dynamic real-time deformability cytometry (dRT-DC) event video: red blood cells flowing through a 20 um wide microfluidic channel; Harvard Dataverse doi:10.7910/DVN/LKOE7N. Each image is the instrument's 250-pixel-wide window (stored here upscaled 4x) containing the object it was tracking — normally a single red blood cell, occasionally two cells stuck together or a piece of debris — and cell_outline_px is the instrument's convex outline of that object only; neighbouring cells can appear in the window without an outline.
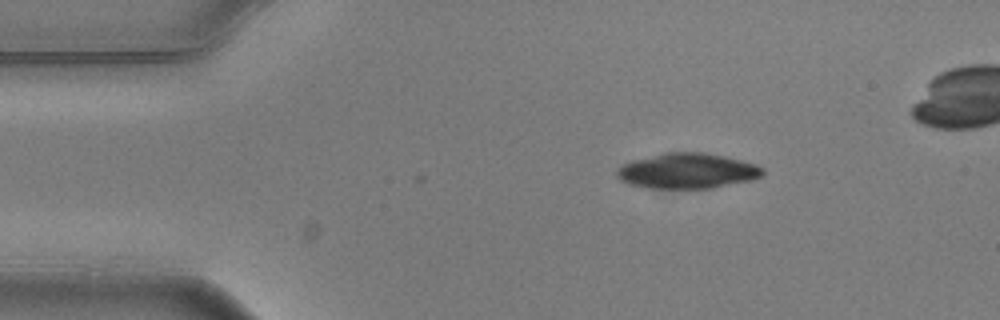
{"species": "common noctule bat (a hibernating species)", "species_latin": "Nyctalus noctula", "temperature_condition": "warm", "stored_images_in_passage": 2, "camera_frame_rate_fps": 3000, "um_per_image_px": 0.085, "animal": {"sex": "male", "body_mass_g": 20.5, "forearm_length_mm": 52.5}, "frame": {"image": 1, "passage_image": 2, "time_ms": 0.333, "image_size_px": [1000, 320], "cell_outline_px": [[764, 176], [752, 180], [712, 188], [644, 188], [628, 184], [620, 180], [616, 176], [616, 168], [632, 160], [664, 152], [704, 152], [724, 156], [756, 164], [764, 168]], "centroid_in_image_um": [58.41, 14.53], "position_along_channel_um": 26.6, "area_um2": 30.35}}